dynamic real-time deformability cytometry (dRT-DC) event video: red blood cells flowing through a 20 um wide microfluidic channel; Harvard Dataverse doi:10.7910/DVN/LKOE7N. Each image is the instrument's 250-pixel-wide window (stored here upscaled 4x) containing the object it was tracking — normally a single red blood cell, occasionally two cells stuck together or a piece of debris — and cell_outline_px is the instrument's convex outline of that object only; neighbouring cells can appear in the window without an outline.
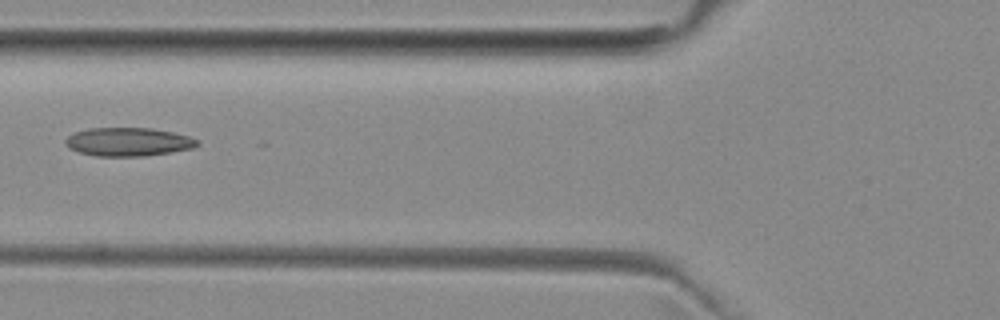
{"species": "common noctule bat (a hibernating species)", "species_latin": "Nyctalus noctula", "temperature_condition": "room temperature", "stored_images_in_passage": 3, "camera_frame_rate_fps": 3000, "um_per_image_px": 0.085, "animal": {"sex": "female", "body_mass_g": 29.2, "forearm_length_mm": 56.3}, "frame": {"image": 1, "passage_image": 2, "time_ms": 1.333, "image_size_px": [1000, 320], "cell_outline_px": [[200, 144], [192, 148], [144, 156], [96, 156], [80, 152], [68, 148], [64, 144], [64, 140], [68, 136], [76, 132], [88, 128], [152, 128], [172, 132], [188, 136], [196, 140]], "centroid_in_image_um": [10.85, 12.05], "position_along_channel_um": 114.9, "area_um2": 21.73}}
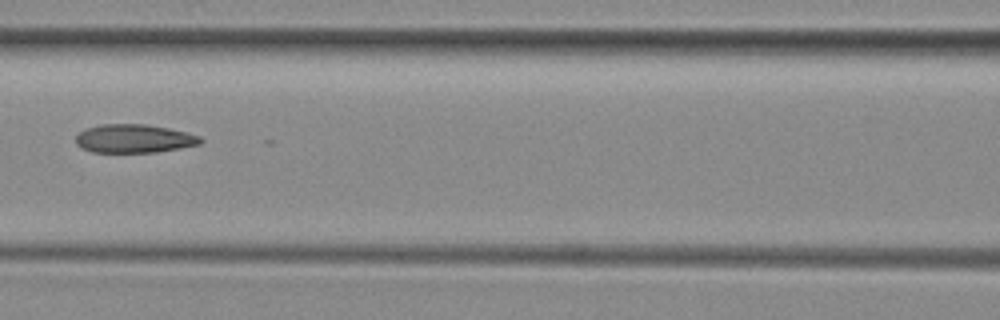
{"frame": {"image": 2, "passage_image": 3, "time_ms": 2.333, "image_size_px": [1000, 320], "cell_outline_px": [[204, 140], [200, 144], [180, 148], [156, 152], [92, 152], [80, 148], [76, 144], [76, 136], [84, 128], [100, 124], [144, 124], [168, 128], [200, 136]], "centroid_in_image_um": [11.36, 11.78], "position_along_channel_um": 155.2, "area_um2": 20.75}}